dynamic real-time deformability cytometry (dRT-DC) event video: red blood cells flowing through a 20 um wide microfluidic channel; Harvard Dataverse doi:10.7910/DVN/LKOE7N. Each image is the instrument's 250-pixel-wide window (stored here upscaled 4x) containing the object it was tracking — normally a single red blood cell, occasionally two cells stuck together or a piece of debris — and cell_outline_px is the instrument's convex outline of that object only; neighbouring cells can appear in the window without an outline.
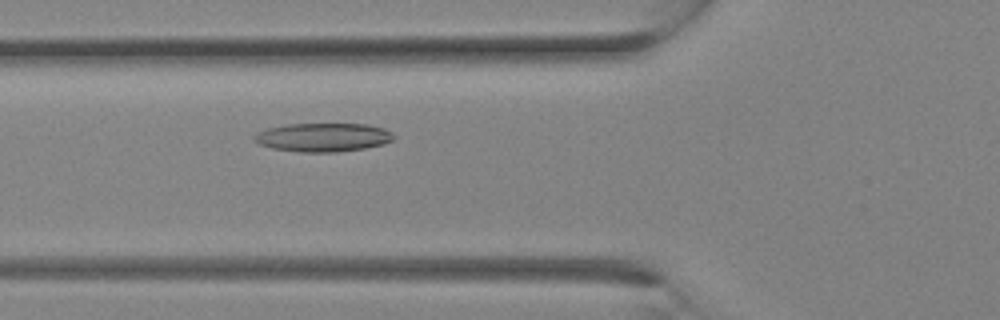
{"species": "Egyptian fruit bat (a non-hibernating species)", "species_latin": "Rousettus aegyptiacus", "temperature_condition": "room temperature", "stored_images_in_passage": 6, "camera_frame_rate_fps": 3000, "um_per_image_px": 0.085, "animal": {"sex": "female"}, "frame": {"image": 1, "passage_image": 6, "time_ms": 1.667, "image_size_px": [1000, 320], "cell_outline_px": [[396, 136], [392, 140], [384, 144], [364, 148], [336, 152], [300, 152], [272, 148], [260, 144], [252, 140], [252, 136], [256, 132], [268, 128], [288, 124], [368, 124], [384, 128], [392, 132]], "centroid_in_image_um": [27.46, 11.67], "position_along_channel_um": 98.3, "area_um2": 23.41}}